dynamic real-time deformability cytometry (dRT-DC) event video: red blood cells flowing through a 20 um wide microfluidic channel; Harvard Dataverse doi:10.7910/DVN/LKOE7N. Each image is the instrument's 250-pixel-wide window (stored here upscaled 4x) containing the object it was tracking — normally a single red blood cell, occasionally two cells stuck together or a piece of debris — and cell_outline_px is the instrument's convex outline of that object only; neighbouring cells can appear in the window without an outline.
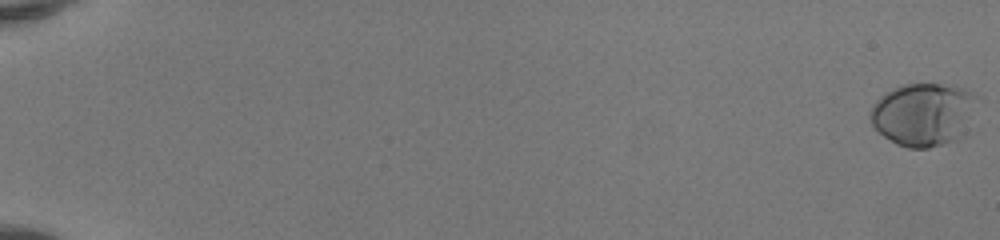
{"species": "human", "species_latin": "Homo sapiens", "temperature_condition": "room temperature", "stored_images_in_passage": 53, "camera_frame_rate_fps": 3000, "um_per_image_px": 0.085, "donor": {"sex": "female"}, "frame": {"image": 1, "passage_image": 1, "time_ms": 0.0, "image_size_px": [1000, 240], "cell_outline_px": [[984, 100], [960, 140], [928, 148], [908, 148], [896, 144], [884, 136], [872, 124], [868, 116], [876, 100], [884, 92], [892, 88], [904, 84], [956, 84], [976, 92], [984, 96]], "centroid_in_image_um": [78.63, 9.68], "position_along_channel_um": 6.4, "area_um2": 40.86}}
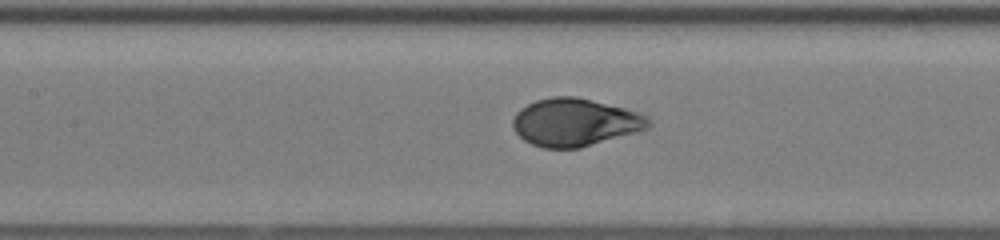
{"frame": {"image": 2, "passage_image": 28, "time_ms": 9.0, "image_size_px": [1000, 240], "cell_outline_px": [[652, 124], [648, 128], [580, 148], [544, 148], [532, 144], [524, 140], [512, 128], [512, 120], [516, 112], [520, 108], [536, 100], [552, 96], [576, 96], [592, 100], [620, 108], [644, 116]], "centroid_in_image_um": [48.78, 10.4], "position_along_channel_um": 158.6, "area_um2": 37.17}}
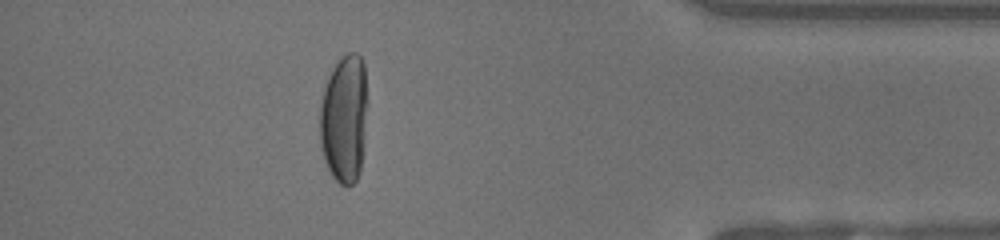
{"frame": {"image": 3, "passage_image": 48, "time_ms": 15.667, "image_size_px": [1000, 240], "cell_outline_px": [[368, 104], [364, 144], [360, 172], [356, 180], [348, 188], [340, 184], [332, 176], [324, 160], [320, 144], [320, 104], [324, 88], [328, 76], [332, 68], [348, 52], [356, 52], [360, 56], [364, 64]], "centroid_in_image_um": [29.27, 10.1], "position_along_channel_um": 405.9, "area_um2": 36.24}, "authors_computed_cell_mechanics": {"area_um2": 36.9342, "velocity_mm_per_s": 4.1399, "shape_relaxation_time_tau1_ms": 3.6042, "shape_relaxation_time_tau2_ms": null, "deformation_change_tau1": 0.2111, "deformation_change_tau2": null}}